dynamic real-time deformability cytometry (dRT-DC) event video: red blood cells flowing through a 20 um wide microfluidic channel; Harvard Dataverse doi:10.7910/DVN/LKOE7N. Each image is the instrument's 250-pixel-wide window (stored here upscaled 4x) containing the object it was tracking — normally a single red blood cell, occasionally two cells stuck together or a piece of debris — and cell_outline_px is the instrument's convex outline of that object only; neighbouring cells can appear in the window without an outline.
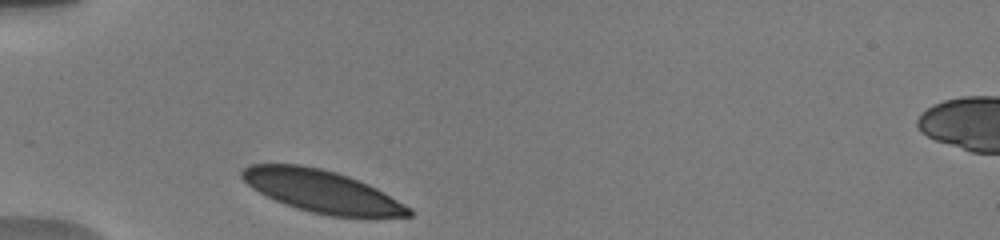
{"species": "human", "species_latin": "Homo sapiens", "temperature_condition": "warm", "stored_images_in_passage": 5, "camera_frame_rate_fps": 3000, "um_per_image_px": 0.085, "donor": {"sex": "male"}, "frame": {"image": 1, "passage_image": 1, "time_ms": 0.0, "image_size_px": [1000, 240], "cell_outline_px": [[412, 216], [376, 220], [332, 216], [312, 212], [296, 208], [284, 204], [252, 188], [240, 176], [240, 172], [244, 168], [252, 164], [300, 164], [320, 168], [336, 172], [348, 176], [368, 184], [384, 192], [412, 208]], "centroid_in_image_um": [27.47, 16.31], "position_along_channel_um": 57.5, "area_um2": 41.85}}
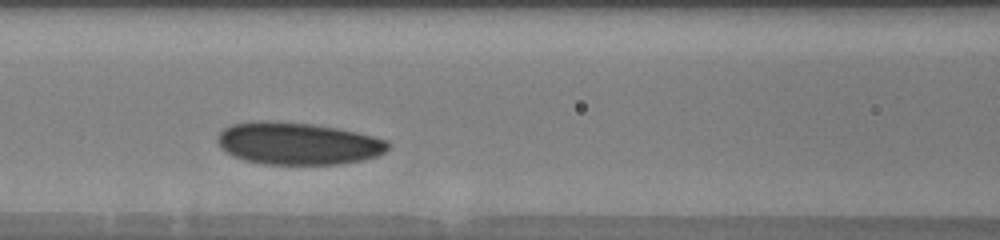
{"frame": {"image": 2, "passage_image": 4, "time_ms": 2.667, "image_size_px": [1000, 240], "cell_outline_px": [[388, 148], [384, 152], [376, 156], [364, 160], [340, 164], [264, 164], [244, 160], [232, 156], [220, 148], [216, 140], [216, 136], [224, 128], [232, 124], [256, 120], [264, 120], [312, 124], [336, 128], [356, 132], [388, 140]], "centroid_in_image_um": [25.26, 12.2], "position_along_channel_um": 141.3, "area_um2": 42.14}}
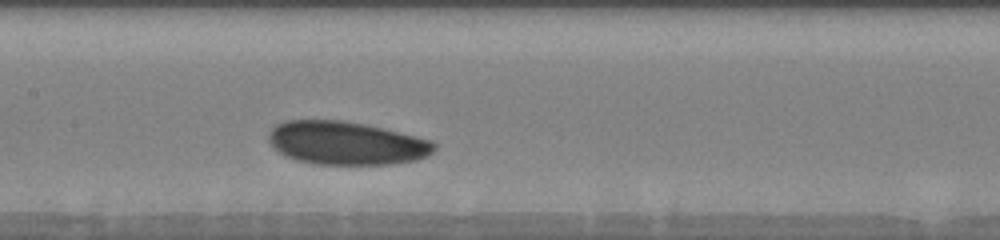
{"frame": {"image": 3, "passage_image": 5, "time_ms": 3.667, "image_size_px": [1000, 240], "cell_outline_px": [[436, 148], [428, 156], [416, 160], [392, 164], [316, 164], [296, 160], [284, 156], [272, 148], [268, 140], [268, 132], [276, 124], [284, 120], [344, 120], [364, 124], [432, 140], [436, 144]], "centroid_in_image_um": [29.39, 12.16], "position_along_channel_um": 178.0, "area_um2": 42.02}}